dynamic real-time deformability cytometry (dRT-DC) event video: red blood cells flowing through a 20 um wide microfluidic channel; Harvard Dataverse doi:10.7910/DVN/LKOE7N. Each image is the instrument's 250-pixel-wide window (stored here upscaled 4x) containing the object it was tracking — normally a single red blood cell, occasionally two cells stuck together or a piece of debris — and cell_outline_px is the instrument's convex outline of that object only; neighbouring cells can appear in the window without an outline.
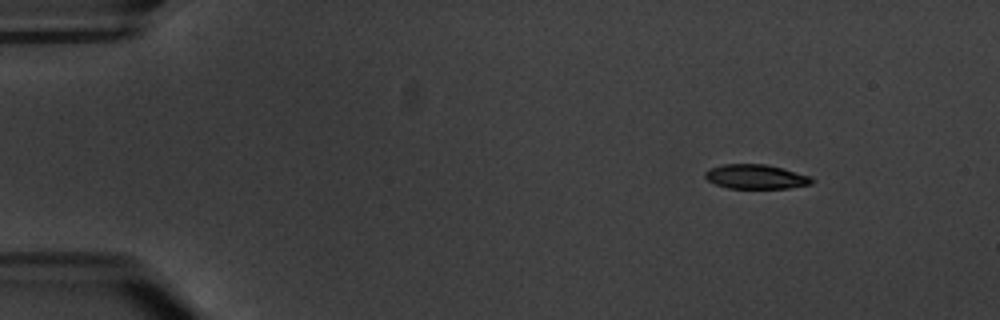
{"species": "common noctule bat (a hibernating species)", "species_latin": "Nyctalus noctula", "temperature_condition": "warm", "stored_images_in_passage": 4, "camera_frame_rate_fps": 3000, "um_per_image_px": 0.085, "animal": {"sex": "male", "body_mass_g": 20.1, "forearm_length_mm": 53.5}, "frame": {"image": 1, "passage_image": 1, "time_ms": 0.0, "image_size_px": [1000, 320], "cell_outline_px": [[816, 180], [812, 184], [788, 188], [728, 188], [716, 184], [708, 180], [704, 176], [704, 172], [708, 168], [724, 164], [768, 164], [784, 168], [812, 176]], "centroid_in_image_um": [64.29, 15.01], "position_along_channel_um": 20.7, "area_um2": 15.43}}
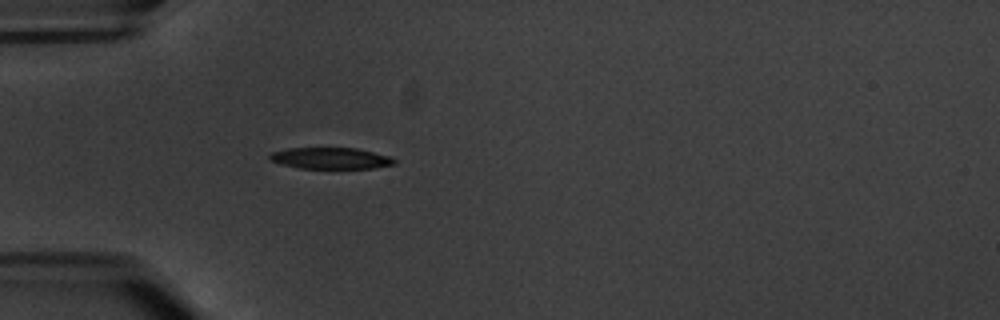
{"frame": {"image": 2, "passage_image": 4, "time_ms": 3.667, "image_size_px": [1000, 320], "cell_outline_px": [[396, 164], [372, 168], [300, 168], [280, 164], [272, 160], [268, 156], [272, 152], [288, 148], [356, 148], [388, 156], [396, 160]], "centroid_in_image_um": [28.1, 13.45], "position_along_channel_um": 56.9, "area_um2": 15.32}}